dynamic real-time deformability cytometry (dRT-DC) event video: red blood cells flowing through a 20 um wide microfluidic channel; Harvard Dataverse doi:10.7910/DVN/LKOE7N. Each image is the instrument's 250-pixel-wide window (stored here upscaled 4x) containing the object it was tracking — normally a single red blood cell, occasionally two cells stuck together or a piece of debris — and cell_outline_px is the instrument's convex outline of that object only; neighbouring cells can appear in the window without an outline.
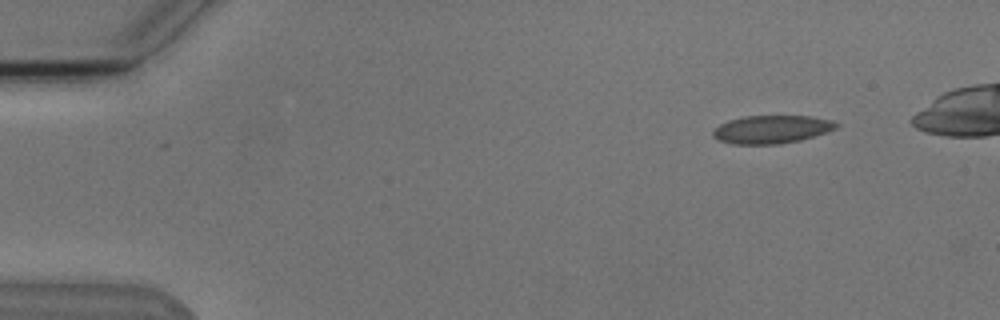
{"species": "Egyptian fruit bat (a non-hibernating species)", "species_latin": "Rousettus aegyptiacus", "temperature_condition": "cold", "stored_images_in_passage": 5, "camera_frame_rate_fps": 3000, "um_per_image_px": 0.085, "animal": {"sex": "male"}, "frame": {"image": 1, "passage_image": 2, "time_ms": 1.0, "image_size_px": [1000, 320], "cell_outline_px": [[840, 124], [836, 128], [800, 140], [780, 144], [732, 144], [720, 140], [712, 136], [712, 132], [720, 124], [728, 120], [744, 116], [812, 116], [832, 120]], "centroid_in_image_um": [65.57, 10.99], "position_along_channel_um": 19.4, "area_um2": 20.06}}
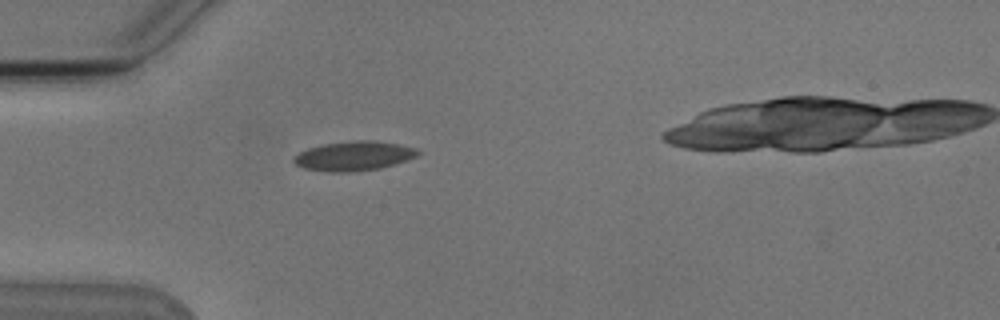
{"frame": {"image": 2, "passage_image": 4, "time_ms": 4.333, "image_size_px": [1000, 320], "cell_outline_px": [[420, 152], [416, 156], [408, 160], [380, 168], [356, 172], [332, 172], [304, 168], [296, 164], [292, 160], [300, 152], [308, 148], [324, 144], [360, 140], [376, 140], [416, 148]], "centroid_in_image_um": [30.1, 13.26], "position_along_channel_um": 54.9, "area_um2": 21.1}}